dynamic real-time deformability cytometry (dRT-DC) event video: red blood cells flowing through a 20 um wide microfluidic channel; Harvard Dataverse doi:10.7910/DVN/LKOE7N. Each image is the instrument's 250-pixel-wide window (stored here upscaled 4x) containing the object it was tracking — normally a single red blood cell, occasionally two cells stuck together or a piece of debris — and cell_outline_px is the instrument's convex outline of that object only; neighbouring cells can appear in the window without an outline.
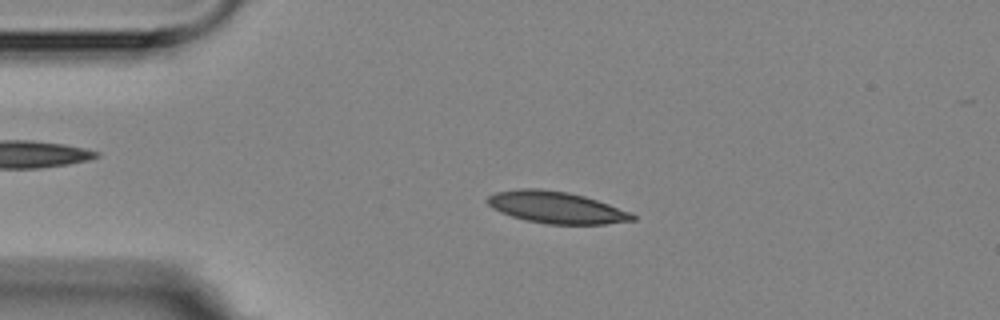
{"species": "Egyptian fruit bat (a non-hibernating species)", "species_latin": "Rousettus aegyptiacus", "temperature_condition": "room temperature", "stored_images_in_passage": 3, "camera_frame_rate_fps": 3000, "um_per_image_px": 0.085, "animal": {"sex": "female"}, "frame": {"image": 1, "passage_image": 2, "time_ms": 1.333, "image_size_px": [1000, 320], "cell_outline_px": [[636, 220], [604, 224], [548, 224], [528, 220], [512, 216], [500, 212], [492, 208], [484, 200], [488, 196], [496, 192], [516, 188], [540, 188], [568, 192], [584, 196], [632, 212], [636, 216]], "centroid_in_image_um": [47.27, 17.62], "position_along_channel_um": 37.7, "area_um2": 26.93}}